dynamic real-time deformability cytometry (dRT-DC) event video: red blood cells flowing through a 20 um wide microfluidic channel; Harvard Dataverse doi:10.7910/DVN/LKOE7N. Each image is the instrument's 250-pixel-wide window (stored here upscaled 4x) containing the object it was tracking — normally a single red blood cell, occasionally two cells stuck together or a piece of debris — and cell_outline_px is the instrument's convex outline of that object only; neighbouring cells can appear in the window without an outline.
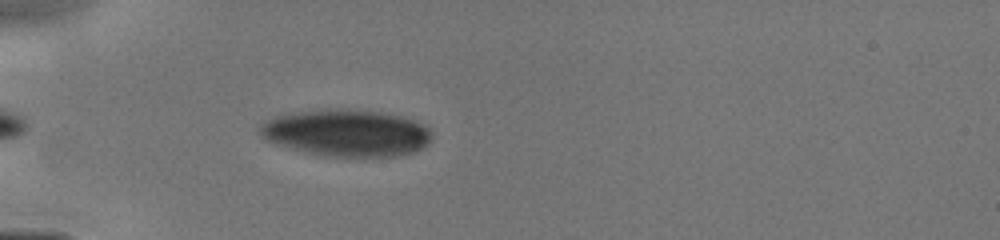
{"species": "human", "species_latin": "Homo sapiens", "temperature_condition": "cold", "stored_images_in_passage": 5, "camera_frame_rate_fps": 3000, "um_per_image_px": 0.085, "donor": {"sex": "male"}, "frame": {"image": 1, "passage_image": 2, "time_ms": 0.667, "image_size_px": [1000, 240], "cell_outline_px": [[432, 136], [420, 148], [412, 152], [392, 156], [332, 156], [308, 152], [276, 144], [264, 140], [256, 128], [264, 120], [276, 116], [292, 112], [328, 108], [356, 108], [380, 112], [400, 116], [412, 120], [428, 128], [432, 132]], "centroid_in_image_um": [29.37, 11.26], "position_along_channel_um": 55.6, "area_um2": 46.93}}
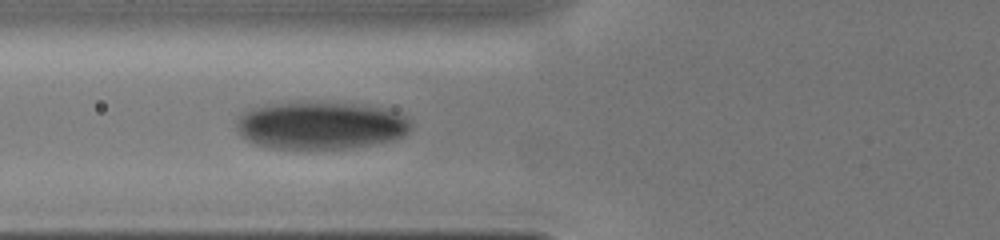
{"frame": {"image": 2, "passage_image": 5, "time_ms": 2.0, "image_size_px": [1000, 240], "cell_outline_px": [[412, 128], [404, 136], [392, 140], [352, 148], [272, 148], [256, 144], [240, 136], [236, 128], [236, 116], [252, 108], [272, 104], [300, 100], [352, 104], [384, 108], [396, 112], [412, 120]], "centroid_in_image_um": [27.24, 10.64], "position_along_channel_um": 98.6, "area_um2": 48.96}}